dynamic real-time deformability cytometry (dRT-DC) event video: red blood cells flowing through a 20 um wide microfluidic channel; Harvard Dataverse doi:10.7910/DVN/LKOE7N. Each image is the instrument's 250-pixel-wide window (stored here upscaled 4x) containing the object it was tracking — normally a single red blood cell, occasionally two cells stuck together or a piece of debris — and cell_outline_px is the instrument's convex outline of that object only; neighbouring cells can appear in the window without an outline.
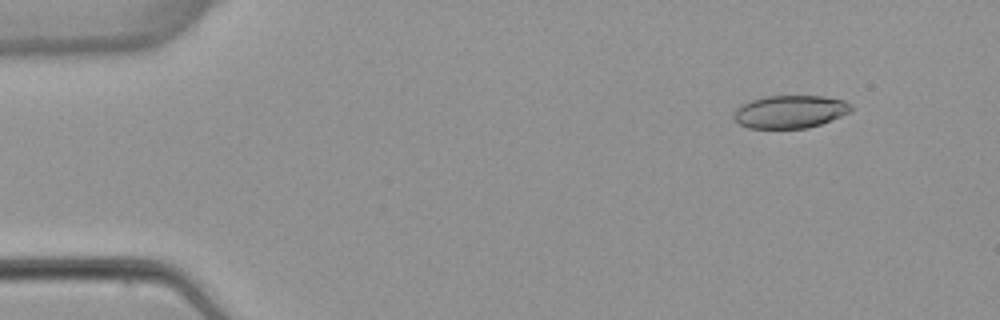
{"species": "common noctule bat (a hibernating species)", "species_latin": "Nyctalus noctula", "temperature_condition": "warm", "stored_images_in_passage": 7, "camera_frame_rate_fps": 3000, "um_per_image_px": 0.085, "animal": {"sex": "female", "body_mass_g": 22.7, "forearm_length_mm": 54.2}, "frame": {"image": 1, "passage_image": 2, "time_ms": 1.333, "image_size_px": [1000, 320], "cell_outline_px": [[852, 108], [848, 112], [840, 116], [820, 124], [808, 128], [748, 128], [740, 124], [732, 116], [736, 108], [740, 104], [764, 96], [824, 96], [844, 100], [852, 104]], "centroid_in_image_um": [67.13, 9.48], "position_along_channel_um": 17.9, "area_um2": 22.43}}
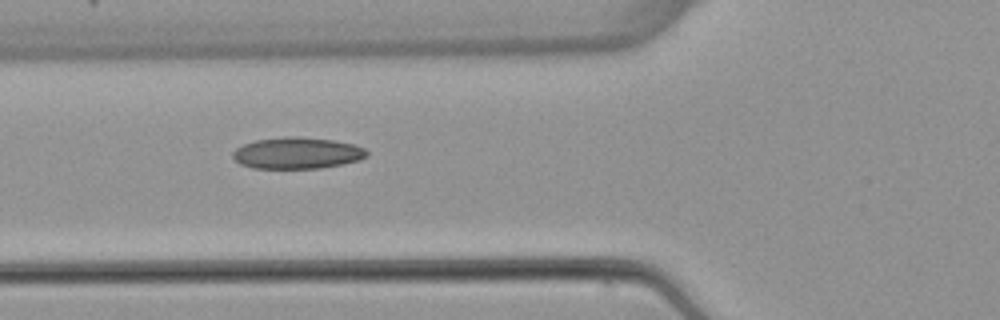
{"frame": {"image": 2, "passage_image": 6, "time_ms": 6.0, "image_size_px": [1000, 320], "cell_outline_px": [[368, 156], [360, 160], [320, 168], [252, 168], [240, 164], [232, 156], [232, 152], [236, 148], [244, 144], [256, 140], [284, 136], [296, 136], [332, 140], [352, 144], [364, 148], [368, 152]], "centroid_in_image_um": [25.24, 13.01], "position_along_channel_um": 100.6, "area_um2": 24.51}}
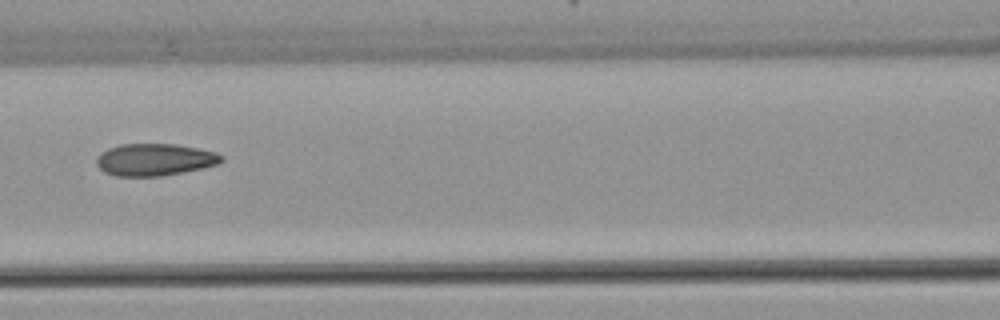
{"frame": {"image": 3, "passage_image": 7, "time_ms": 7.333, "image_size_px": [1000, 320], "cell_outline_px": [[224, 160], [220, 164], [160, 176], [116, 176], [104, 172], [96, 164], [96, 156], [100, 152], [108, 148], [120, 144], [176, 144], [216, 152], [224, 156]], "centroid_in_image_um": [13.13, 13.56], "position_along_channel_um": 153.5, "area_um2": 23.41}}